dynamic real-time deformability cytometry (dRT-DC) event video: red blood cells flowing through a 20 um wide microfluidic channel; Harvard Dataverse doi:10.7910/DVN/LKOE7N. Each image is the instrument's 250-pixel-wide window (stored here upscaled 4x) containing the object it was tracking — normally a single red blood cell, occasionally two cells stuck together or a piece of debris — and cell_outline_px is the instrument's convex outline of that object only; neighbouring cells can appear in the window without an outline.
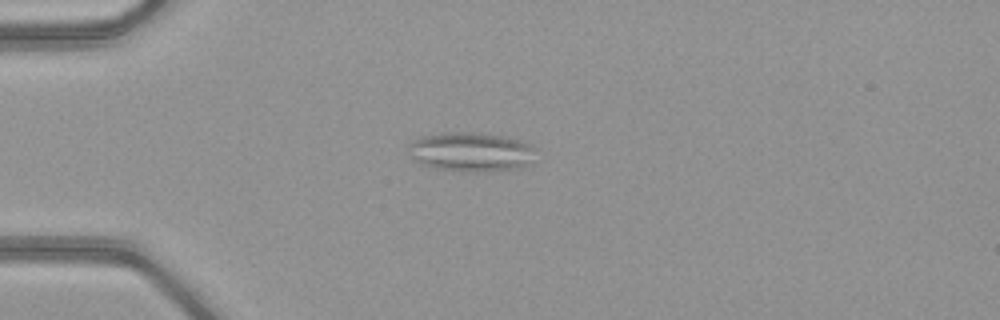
{"species": "common noctule bat (a hibernating species)", "species_latin": "Nyctalus noctula", "temperature_condition": "warm", "stored_images_in_passage": 52, "segment_of_instrument_passage": [1, 2], "camera_frame_rate_fps": 3000, "um_per_image_px": 0.085, "animal": {"sex": "female", "body_mass_g": 21.9}, "frame": {"image": 1, "passage_image": 15, "time_ms": 4.667, "image_size_px": [1000, 320], "cell_outline_px": [[536, 148], [532, 164], [516, 168], [488, 172], [468, 172], [436, 168], [420, 164], [412, 156], [408, 144], [412, 140], [420, 136], [440, 132], [480, 132], [508, 136], [520, 140]], "centroid_in_image_um": [40.06, 12.89], "position_along_channel_um": 44.9, "area_um2": 29.71}}